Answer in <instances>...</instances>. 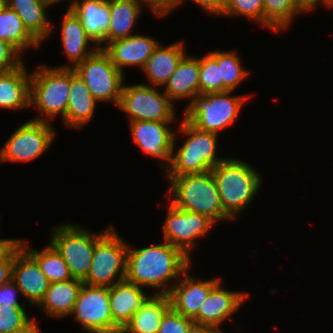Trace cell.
I'll return each instance as SVG.
<instances>
[{"label":"cell","instance_id":"836d02e7","mask_svg":"<svg viewBox=\"0 0 333 333\" xmlns=\"http://www.w3.org/2000/svg\"><path fill=\"white\" fill-rule=\"evenodd\" d=\"M213 92H222L218 50L199 57V96Z\"/></svg>","mask_w":333,"mask_h":333},{"label":"cell","instance_id":"83f0119b","mask_svg":"<svg viewBox=\"0 0 333 333\" xmlns=\"http://www.w3.org/2000/svg\"><path fill=\"white\" fill-rule=\"evenodd\" d=\"M142 7L138 0H110V23L106 33V44L133 35L132 30L140 18Z\"/></svg>","mask_w":333,"mask_h":333},{"label":"cell","instance_id":"4fadbf2b","mask_svg":"<svg viewBox=\"0 0 333 333\" xmlns=\"http://www.w3.org/2000/svg\"><path fill=\"white\" fill-rule=\"evenodd\" d=\"M209 217L186 210H181L171 203L163 223V241L179 248L188 258L195 246V239L201 238L214 226Z\"/></svg>","mask_w":333,"mask_h":333},{"label":"cell","instance_id":"484cf974","mask_svg":"<svg viewBox=\"0 0 333 333\" xmlns=\"http://www.w3.org/2000/svg\"><path fill=\"white\" fill-rule=\"evenodd\" d=\"M21 18L28 31L42 44L50 36L52 25L47 19L48 0H3Z\"/></svg>","mask_w":333,"mask_h":333},{"label":"cell","instance_id":"4dcf8cb0","mask_svg":"<svg viewBox=\"0 0 333 333\" xmlns=\"http://www.w3.org/2000/svg\"><path fill=\"white\" fill-rule=\"evenodd\" d=\"M264 26L279 33L289 28L299 13L308 11L304 0H264Z\"/></svg>","mask_w":333,"mask_h":333},{"label":"cell","instance_id":"d590c367","mask_svg":"<svg viewBox=\"0 0 333 333\" xmlns=\"http://www.w3.org/2000/svg\"><path fill=\"white\" fill-rule=\"evenodd\" d=\"M25 306H0L1 333H18L28 328L35 318L25 311ZM31 318V319H30Z\"/></svg>","mask_w":333,"mask_h":333},{"label":"cell","instance_id":"74e56055","mask_svg":"<svg viewBox=\"0 0 333 333\" xmlns=\"http://www.w3.org/2000/svg\"><path fill=\"white\" fill-rule=\"evenodd\" d=\"M22 63L20 53L9 43L0 40V72L13 70Z\"/></svg>","mask_w":333,"mask_h":333},{"label":"cell","instance_id":"7bdbcfd3","mask_svg":"<svg viewBox=\"0 0 333 333\" xmlns=\"http://www.w3.org/2000/svg\"><path fill=\"white\" fill-rule=\"evenodd\" d=\"M20 243L21 239H0V262H2Z\"/></svg>","mask_w":333,"mask_h":333},{"label":"cell","instance_id":"8992f818","mask_svg":"<svg viewBox=\"0 0 333 333\" xmlns=\"http://www.w3.org/2000/svg\"><path fill=\"white\" fill-rule=\"evenodd\" d=\"M111 228L95 234L78 224L57 225L51 233L50 244L68 265L71 276L83 281L89 273L96 243Z\"/></svg>","mask_w":333,"mask_h":333},{"label":"cell","instance_id":"1f68e13d","mask_svg":"<svg viewBox=\"0 0 333 333\" xmlns=\"http://www.w3.org/2000/svg\"><path fill=\"white\" fill-rule=\"evenodd\" d=\"M20 245L38 263L50 283L73 279L68 265L50 243L40 251L29 248L28 242L22 239Z\"/></svg>","mask_w":333,"mask_h":333},{"label":"cell","instance_id":"d4e9b609","mask_svg":"<svg viewBox=\"0 0 333 333\" xmlns=\"http://www.w3.org/2000/svg\"><path fill=\"white\" fill-rule=\"evenodd\" d=\"M184 46L183 42L172 43L164 47L160 43L158 44L142 69L151 83L149 85L159 88L167 83L179 61L186 54Z\"/></svg>","mask_w":333,"mask_h":333},{"label":"cell","instance_id":"c3c4849f","mask_svg":"<svg viewBox=\"0 0 333 333\" xmlns=\"http://www.w3.org/2000/svg\"><path fill=\"white\" fill-rule=\"evenodd\" d=\"M0 333H1V315H0Z\"/></svg>","mask_w":333,"mask_h":333},{"label":"cell","instance_id":"4316f807","mask_svg":"<svg viewBox=\"0 0 333 333\" xmlns=\"http://www.w3.org/2000/svg\"><path fill=\"white\" fill-rule=\"evenodd\" d=\"M82 285L83 281L75 278L50 283L45 297L37 307L50 317L70 316Z\"/></svg>","mask_w":333,"mask_h":333},{"label":"cell","instance_id":"8fae6325","mask_svg":"<svg viewBox=\"0 0 333 333\" xmlns=\"http://www.w3.org/2000/svg\"><path fill=\"white\" fill-rule=\"evenodd\" d=\"M50 124L30 119L17 128L2 146L0 162H28L45 153L56 135Z\"/></svg>","mask_w":333,"mask_h":333},{"label":"cell","instance_id":"7dc6e473","mask_svg":"<svg viewBox=\"0 0 333 333\" xmlns=\"http://www.w3.org/2000/svg\"><path fill=\"white\" fill-rule=\"evenodd\" d=\"M52 5H55L57 3H60L62 1H66V0H48Z\"/></svg>","mask_w":333,"mask_h":333},{"label":"cell","instance_id":"60d3db41","mask_svg":"<svg viewBox=\"0 0 333 333\" xmlns=\"http://www.w3.org/2000/svg\"><path fill=\"white\" fill-rule=\"evenodd\" d=\"M193 3L201 6L203 10L207 11V14L220 15L222 14L227 0H191ZM184 0H179V5L183 3Z\"/></svg>","mask_w":333,"mask_h":333},{"label":"cell","instance_id":"ffe728a7","mask_svg":"<svg viewBox=\"0 0 333 333\" xmlns=\"http://www.w3.org/2000/svg\"><path fill=\"white\" fill-rule=\"evenodd\" d=\"M69 8L79 18L93 44L102 49L110 23V0H76Z\"/></svg>","mask_w":333,"mask_h":333},{"label":"cell","instance_id":"30bf717a","mask_svg":"<svg viewBox=\"0 0 333 333\" xmlns=\"http://www.w3.org/2000/svg\"><path fill=\"white\" fill-rule=\"evenodd\" d=\"M73 69L83 79L97 102L111 101L118 105L125 73L112 63L103 49L98 48Z\"/></svg>","mask_w":333,"mask_h":333},{"label":"cell","instance_id":"d6a6232c","mask_svg":"<svg viewBox=\"0 0 333 333\" xmlns=\"http://www.w3.org/2000/svg\"><path fill=\"white\" fill-rule=\"evenodd\" d=\"M241 57L235 51L218 50V66H220V80L222 92L234 91L241 84L249 72L242 66Z\"/></svg>","mask_w":333,"mask_h":333},{"label":"cell","instance_id":"bcb514c9","mask_svg":"<svg viewBox=\"0 0 333 333\" xmlns=\"http://www.w3.org/2000/svg\"><path fill=\"white\" fill-rule=\"evenodd\" d=\"M18 333H42L37 323L34 321L28 328Z\"/></svg>","mask_w":333,"mask_h":333},{"label":"cell","instance_id":"6da1fadb","mask_svg":"<svg viewBox=\"0 0 333 333\" xmlns=\"http://www.w3.org/2000/svg\"><path fill=\"white\" fill-rule=\"evenodd\" d=\"M128 244L126 280L140 287L157 289V295H168L166 284L178 281L191 266L188 258L179 248L164 241L144 248L131 249Z\"/></svg>","mask_w":333,"mask_h":333},{"label":"cell","instance_id":"603a6c76","mask_svg":"<svg viewBox=\"0 0 333 333\" xmlns=\"http://www.w3.org/2000/svg\"><path fill=\"white\" fill-rule=\"evenodd\" d=\"M61 29V40L64 51L73 66L67 64L65 66H55L57 68H74L84 59L91 56L98 47L88 49L89 43L93 42L86 34L79 18L68 7L63 16Z\"/></svg>","mask_w":333,"mask_h":333},{"label":"cell","instance_id":"cb8c5ba5","mask_svg":"<svg viewBox=\"0 0 333 333\" xmlns=\"http://www.w3.org/2000/svg\"><path fill=\"white\" fill-rule=\"evenodd\" d=\"M31 73L23 62L19 67L0 72V108L18 110L30 107Z\"/></svg>","mask_w":333,"mask_h":333},{"label":"cell","instance_id":"7a4b0ae2","mask_svg":"<svg viewBox=\"0 0 333 333\" xmlns=\"http://www.w3.org/2000/svg\"><path fill=\"white\" fill-rule=\"evenodd\" d=\"M178 126V133L187 136L178 151H175L177 137L174 136L172 157L166 168V178L185 174L203 173L212 170L225 158L217 157L218 134L199 130L184 116Z\"/></svg>","mask_w":333,"mask_h":333},{"label":"cell","instance_id":"9a60e30c","mask_svg":"<svg viewBox=\"0 0 333 333\" xmlns=\"http://www.w3.org/2000/svg\"><path fill=\"white\" fill-rule=\"evenodd\" d=\"M12 280L31 305L38 306L49 289L50 281L38 263L19 244L14 249Z\"/></svg>","mask_w":333,"mask_h":333},{"label":"cell","instance_id":"9c48e42d","mask_svg":"<svg viewBox=\"0 0 333 333\" xmlns=\"http://www.w3.org/2000/svg\"><path fill=\"white\" fill-rule=\"evenodd\" d=\"M175 103L157 87L139 83L123 84L117 107L126 112L129 121L174 122Z\"/></svg>","mask_w":333,"mask_h":333},{"label":"cell","instance_id":"ab89813d","mask_svg":"<svg viewBox=\"0 0 333 333\" xmlns=\"http://www.w3.org/2000/svg\"><path fill=\"white\" fill-rule=\"evenodd\" d=\"M20 293L21 291L17 287V285L11 280L10 282L2 285L0 287V306L3 305V307H8V306H25L26 303L19 304L16 294L15 293Z\"/></svg>","mask_w":333,"mask_h":333},{"label":"cell","instance_id":"b9f144b4","mask_svg":"<svg viewBox=\"0 0 333 333\" xmlns=\"http://www.w3.org/2000/svg\"><path fill=\"white\" fill-rule=\"evenodd\" d=\"M14 263V250L0 262V287L12 280V266Z\"/></svg>","mask_w":333,"mask_h":333},{"label":"cell","instance_id":"5b68a950","mask_svg":"<svg viewBox=\"0 0 333 333\" xmlns=\"http://www.w3.org/2000/svg\"><path fill=\"white\" fill-rule=\"evenodd\" d=\"M70 93V68L41 65L31 72L30 106L40 111L35 121L49 122L60 114L66 115Z\"/></svg>","mask_w":333,"mask_h":333},{"label":"cell","instance_id":"f1b7e54d","mask_svg":"<svg viewBox=\"0 0 333 333\" xmlns=\"http://www.w3.org/2000/svg\"><path fill=\"white\" fill-rule=\"evenodd\" d=\"M169 307L168 295L153 294L120 333H158L163 315Z\"/></svg>","mask_w":333,"mask_h":333},{"label":"cell","instance_id":"f35d334b","mask_svg":"<svg viewBox=\"0 0 333 333\" xmlns=\"http://www.w3.org/2000/svg\"><path fill=\"white\" fill-rule=\"evenodd\" d=\"M141 6H147L156 17H163L172 12L178 5L179 0H138Z\"/></svg>","mask_w":333,"mask_h":333},{"label":"cell","instance_id":"e575fe53","mask_svg":"<svg viewBox=\"0 0 333 333\" xmlns=\"http://www.w3.org/2000/svg\"><path fill=\"white\" fill-rule=\"evenodd\" d=\"M264 0H227L222 16L240 15L259 22L264 26Z\"/></svg>","mask_w":333,"mask_h":333},{"label":"cell","instance_id":"ba28073f","mask_svg":"<svg viewBox=\"0 0 333 333\" xmlns=\"http://www.w3.org/2000/svg\"><path fill=\"white\" fill-rule=\"evenodd\" d=\"M113 229V230H112ZM128 244L111 228L95 245L92 263L83 283L110 288L126 278Z\"/></svg>","mask_w":333,"mask_h":333},{"label":"cell","instance_id":"f6af8a7d","mask_svg":"<svg viewBox=\"0 0 333 333\" xmlns=\"http://www.w3.org/2000/svg\"><path fill=\"white\" fill-rule=\"evenodd\" d=\"M308 11H312L318 5H325L326 7L333 8V0H308L306 2Z\"/></svg>","mask_w":333,"mask_h":333},{"label":"cell","instance_id":"ee69618b","mask_svg":"<svg viewBox=\"0 0 333 333\" xmlns=\"http://www.w3.org/2000/svg\"><path fill=\"white\" fill-rule=\"evenodd\" d=\"M216 327L207 324L192 323L188 328V333H224Z\"/></svg>","mask_w":333,"mask_h":333},{"label":"cell","instance_id":"5bb4252c","mask_svg":"<svg viewBox=\"0 0 333 333\" xmlns=\"http://www.w3.org/2000/svg\"><path fill=\"white\" fill-rule=\"evenodd\" d=\"M134 142L146 154L161 159L166 169L172 157L176 132L168 126L171 122L130 121Z\"/></svg>","mask_w":333,"mask_h":333},{"label":"cell","instance_id":"2e32d148","mask_svg":"<svg viewBox=\"0 0 333 333\" xmlns=\"http://www.w3.org/2000/svg\"><path fill=\"white\" fill-rule=\"evenodd\" d=\"M190 267L181 275L176 284L169 285L170 306L178 313L193 319L206 300L211 289L221 280H199L188 274Z\"/></svg>","mask_w":333,"mask_h":333},{"label":"cell","instance_id":"52a82bcc","mask_svg":"<svg viewBox=\"0 0 333 333\" xmlns=\"http://www.w3.org/2000/svg\"><path fill=\"white\" fill-rule=\"evenodd\" d=\"M233 91L205 93L184 109V117L202 131L220 135L226 127L232 125L239 117L241 106L246 96H232Z\"/></svg>","mask_w":333,"mask_h":333},{"label":"cell","instance_id":"7c38bea8","mask_svg":"<svg viewBox=\"0 0 333 333\" xmlns=\"http://www.w3.org/2000/svg\"><path fill=\"white\" fill-rule=\"evenodd\" d=\"M71 315L87 333H120L113 324L108 287L83 283Z\"/></svg>","mask_w":333,"mask_h":333},{"label":"cell","instance_id":"e0dca14e","mask_svg":"<svg viewBox=\"0 0 333 333\" xmlns=\"http://www.w3.org/2000/svg\"><path fill=\"white\" fill-rule=\"evenodd\" d=\"M221 280L211 289L206 300L200 306L194 323L207 324L221 330L222 323L236 313L249 296L246 292L223 289Z\"/></svg>","mask_w":333,"mask_h":333},{"label":"cell","instance_id":"44dd1931","mask_svg":"<svg viewBox=\"0 0 333 333\" xmlns=\"http://www.w3.org/2000/svg\"><path fill=\"white\" fill-rule=\"evenodd\" d=\"M164 92L174 103V100L188 99L190 103L199 96V57L187 55L179 61L175 72L164 85ZM191 99V100H190Z\"/></svg>","mask_w":333,"mask_h":333},{"label":"cell","instance_id":"7402d4cb","mask_svg":"<svg viewBox=\"0 0 333 333\" xmlns=\"http://www.w3.org/2000/svg\"><path fill=\"white\" fill-rule=\"evenodd\" d=\"M97 103L83 79L70 68V93L64 124L67 127L82 128L93 118Z\"/></svg>","mask_w":333,"mask_h":333},{"label":"cell","instance_id":"ac0fdd59","mask_svg":"<svg viewBox=\"0 0 333 333\" xmlns=\"http://www.w3.org/2000/svg\"><path fill=\"white\" fill-rule=\"evenodd\" d=\"M159 43L151 36L135 34L111 41L102 49L112 63L124 73L125 66H139L142 70Z\"/></svg>","mask_w":333,"mask_h":333},{"label":"cell","instance_id":"d6986e66","mask_svg":"<svg viewBox=\"0 0 333 333\" xmlns=\"http://www.w3.org/2000/svg\"><path fill=\"white\" fill-rule=\"evenodd\" d=\"M142 287L127 281L117 282L109 288V303L113 324L121 331L152 296Z\"/></svg>","mask_w":333,"mask_h":333},{"label":"cell","instance_id":"f546056e","mask_svg":"<svg viewBox=\"0 0 333 333\" xmlns=\"http://www.w3.org/2000/svg\"><path fill=\"white\" fill-rule=\"evenodd\" d=\"M0 40L12 45L20 54L28 47L37 49L41 46L17 13L5 4L0 6Z\"/></svg>","mask_w":333,"mask_h":333},{"label":"cell","instance_id":"277c9868","mask_svg":"<svg viewBox=\"0 0 333 333\" xmlns=\"http://www.w3.org/2000/svg\"><path fill=\"white\" fill-rule=\"evenodd\" d=\"M175 207L209 217L215 223L233 220L223 209L212 171L167 178Z\"/></svg>","mask_w":333,"mask_h":333},{"label":"cell","instance_id":"3957f363","mask_svg":"<svg viewBox=\"0 0 333 333\" xmlns=\"http://www.w3.org/2000/svg\"><path fill=\"white\" fill-rule=\"evenodd\" d=\"M211 171L224 211L236 220L261 189V175L252 165L237 158H225Z\"/></svg>","mask_w":333,"mask_h":333},{"label":"cell","instance_id":"8d00e7d4","mask_svg":"<svg viewBox=\"0 0 333 333\" xmlns=\"http://www.w3.org/2000/svg\"><path fill=\"white\" fill-rule=\"evenodd\" d=\"M193 320L175 311L171 306L166 310L158 333H188Z\"/></svg>","mask_w":333,"mask_h":333}]
</instances>
